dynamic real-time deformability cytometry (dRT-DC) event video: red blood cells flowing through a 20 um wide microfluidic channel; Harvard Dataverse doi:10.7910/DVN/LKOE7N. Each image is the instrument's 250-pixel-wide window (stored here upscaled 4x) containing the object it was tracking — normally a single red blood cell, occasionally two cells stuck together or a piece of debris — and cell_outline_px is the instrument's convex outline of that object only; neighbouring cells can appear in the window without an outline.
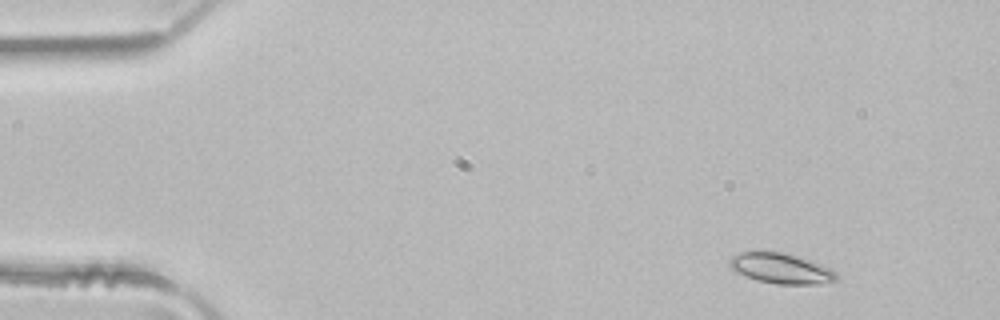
{"species": "common noctule bat (a hibernating species)", "species_latin": "Nyctalus noctula", "temperature_condition": "room temperature", "stored_images_in_passage": 3, "camera_frame_rate_fps": 3000, "um_per_image_px": 0.085, "animal": {"sex": "male", "body_mass_g": 21.5, "forearm_length_mm": 52.0}, "frame": {"image": 1, "passage_image": 1, "time_ms": 0.0, "image_size_px": [1000, 320], "cell_outline_px": [[840, 280], [820, 284], [776, 284], [756, 280], [736, 272], [728, 268], [728, 260], [732, 256], [740, 252], [784, 252], [820, 264], [836, 272], [840, 276]], "centroid_in_image_um": [66.37, 22.83], "position_along_channel_um": 18.6, "area_um2": 19.02}}
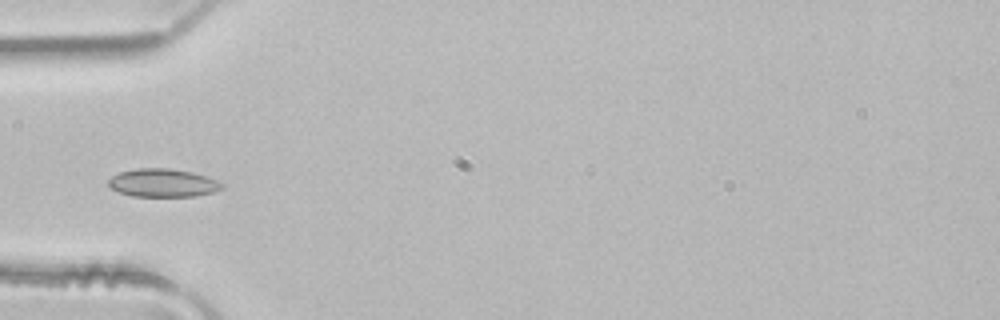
{"frame": {"image": 2, "passage_image": 3, "time_ms": 0.667, "image_size_px": [1000, 320], "cell_outline_px": [[224, 188], [212, 192], [196, 196], [132, 196], [120, 192], [112, 188], [108, 184], [108, 180], [112, 176], [120, 172], [136, 168], [168, 168], [192, 172], [216, 180], [224, 184]], "centroid_in_image_um": [13.84, 15.54], "position_along_channel_um": 71.2, "area_um2": 18.5}}